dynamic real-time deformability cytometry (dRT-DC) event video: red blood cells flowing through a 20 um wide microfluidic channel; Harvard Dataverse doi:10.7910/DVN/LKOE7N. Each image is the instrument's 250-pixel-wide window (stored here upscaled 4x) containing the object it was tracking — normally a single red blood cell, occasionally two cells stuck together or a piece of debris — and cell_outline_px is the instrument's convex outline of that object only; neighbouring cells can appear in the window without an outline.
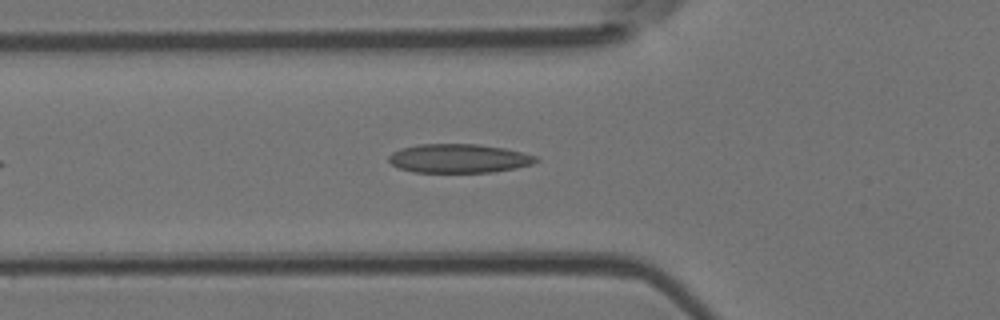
{"species": "Egyptian fruit bat (a non-hibernating species)", "species_latin": "Rousettus aegyptiacus", "temperature_condition": "room temperature", "stored_images_in_passage": 20, "camera_frame_rate_fps": 3000, "um_per_image_px": 0.085, "animal": {"sex": "female"}, "frame": {"image": 1, "passage_image": 9, "time_ms": 2.667, "image_size_px": [1000, 320], "cell_outline_px": [[540, 160], [532, 164], [516, 168], [492, 172], [412, 172], [400, 168], [392, 164], [388, 160], [388, 156], [392, 152], [400, 148], [420, 144], [476, 144], [504, 148], [536, 156]], "centroid_in_image_um": [38.98, 13.46], "position_along_channel_um": 86.8, "area_um2": 24.74}}
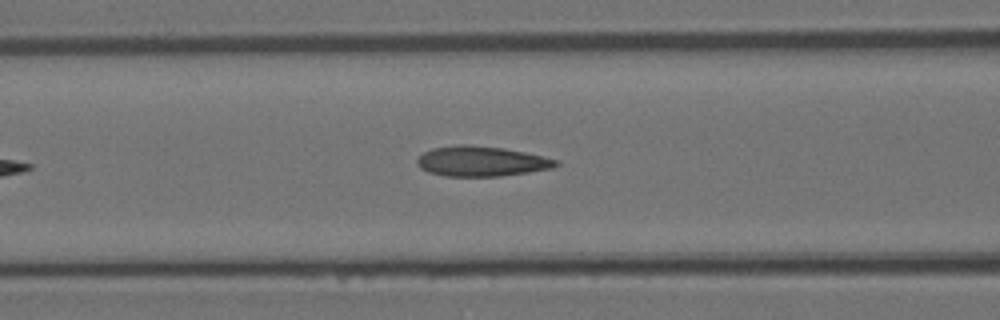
{"frame": {"image": 2, "passage_image": 12, "time_ms": 3.667, "image_size_px": [1000, 320], "cell_outline_px": [[560, 164], [552, 168], [528, 172], [500, 176], [444, 176], [428, 172], [420, 168], [416, 164], [416, 160], [424, 152], [432, 148], [460, 144], [464, 144], [504, 148], [524, 152], [560, 160]], "centroid_in_image_um": [40.91, 13.71], "position_along_channel_um": 125.7, "area_um2": 24.39}}
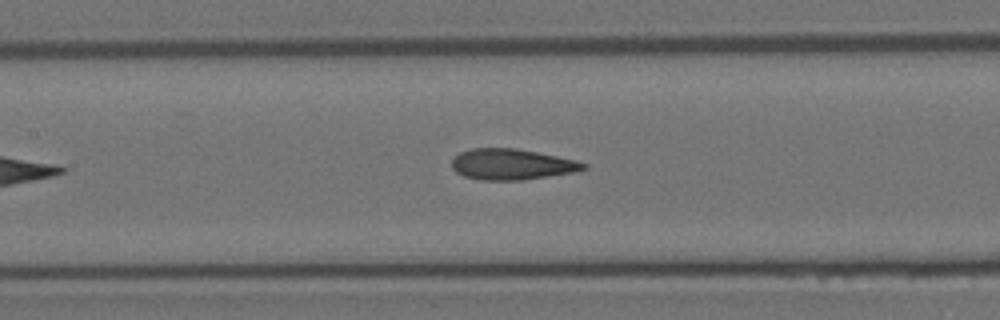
{"frame": {"image": 3, "passage_image": 15, "time_ms": 4.667, "image_size_px": [1000, 320], "cell_outline_px": [[588, 168], [572, 172], [520, 180], [480, 180], [464, 176], [456, 172], [452, 168], [452, 160], [460, 152], [472, 148], [516, 148], [576, 160], [588, 164]], "centroid_in_image_um": [43.48, 13.96], "position_along_channel_um": 163.9, "area_um2": 23.47}}